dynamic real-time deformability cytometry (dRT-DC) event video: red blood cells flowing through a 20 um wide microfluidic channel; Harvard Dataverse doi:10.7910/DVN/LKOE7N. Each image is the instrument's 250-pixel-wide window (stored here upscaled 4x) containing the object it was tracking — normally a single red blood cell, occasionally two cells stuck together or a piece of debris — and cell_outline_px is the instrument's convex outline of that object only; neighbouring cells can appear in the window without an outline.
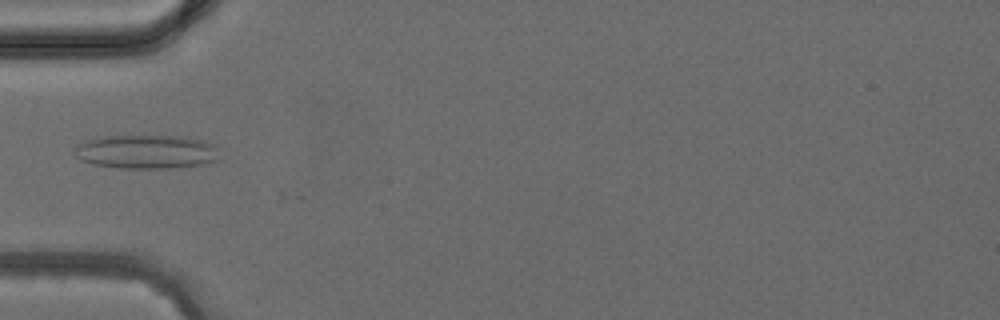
{"species": "common noctule bat (a hibernating species)", "species_latin": "Nyctalus noctula", "temperature_condition": "cold", "stored_images_in_passage": 3, "camera_frame_rate_fps": 3000, "um_per_image_px": 0.085, "animal": {"sex": "female", "body_mass_g": 24.6, "forearm_length_mm": 56.2}, "frame": {"image": 1, "passage_image": 3, "time_ms": 3.667, "image_size_px": [1000, 320], "cell_outline_px": [[220, 160], [204, 164], [168, 168], [120, 168], [92, 164], [80, 160], [72, 152], [76, 144], [84, 140], [104, 136], [192, 136], [216, 144], [220, 148]], "centroid_in_image_um": [12.49, 12.89], "position_along_channel_um": 72.5, "area_um2": 29.42}}